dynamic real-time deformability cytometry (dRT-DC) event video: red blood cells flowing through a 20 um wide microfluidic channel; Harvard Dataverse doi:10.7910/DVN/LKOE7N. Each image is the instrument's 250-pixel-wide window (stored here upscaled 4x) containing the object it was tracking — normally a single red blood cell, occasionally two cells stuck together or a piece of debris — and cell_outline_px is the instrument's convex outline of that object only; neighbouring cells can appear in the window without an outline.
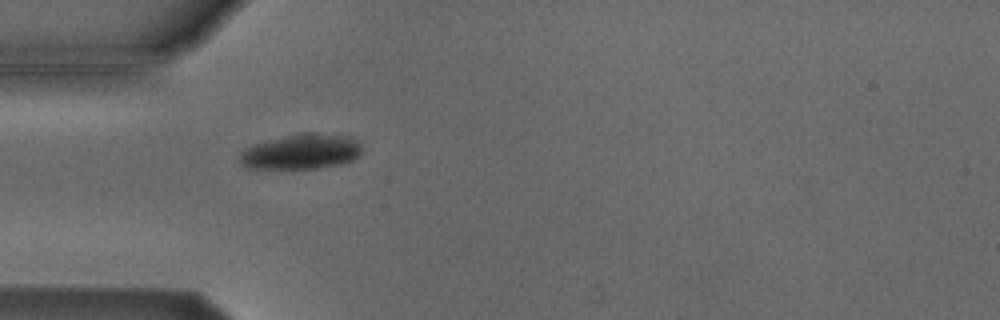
{"species": "Egyptian fruit bat (a non-hibernating species)", "species_latin": "Rousettus aegyptiacus", "temperature_condition": "cold", "stored_images_in_passage": 1, "camera_frame_rate_fps": 3000, "um_per_image_px": 0.085, "animal": {"sex": "male"}, "frame": {"image": 1, "passage_image": 1, "time_ms": 0.0, "image_size_px": [1000, 320], "cell_outline_px": [[360, 156], [352, 160], [340, 164], [316, 168], [244, 168], [240, 164], [240, 152], [252, 144], [268, 140], [304, 132], [312, 132], [348, 136], [360, 140]], "centroid_in_image_um": [25.61, 12.88], "position_along_channel_um": 59.4, "area_um2": 25.09}}